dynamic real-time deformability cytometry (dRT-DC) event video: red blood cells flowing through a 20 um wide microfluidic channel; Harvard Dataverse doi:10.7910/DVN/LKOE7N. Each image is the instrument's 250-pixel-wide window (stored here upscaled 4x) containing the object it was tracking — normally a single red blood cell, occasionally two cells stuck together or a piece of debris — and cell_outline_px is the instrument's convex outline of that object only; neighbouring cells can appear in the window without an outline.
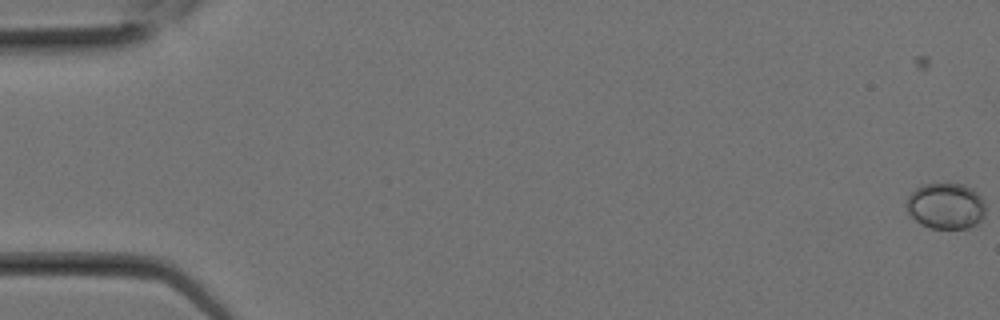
{"species": "Egyptian fruit bat (a non-hibernating species)", "species_latin": "Rousettus aegyptiacus", "temperature_condition": "room temperature", "stored_images_in_passage": 4, "camera_frame_rate_fps": 3000, "um_per_image_px": 0.085, "animal": {"sex": "female"}, "frame": {"image": 1, "passage_image": 1, "time_ms": 0.0, "image_size_px": [1000, 320], "cell_outline_px": [[984, 220], [968, 228], [932, 228], [920, 224], [908, 212], [908, 196], [920, 184], [948, 180], [964, 184], [972, 188], [984, 200]], "centroid_in_image_um": [80.42, 17.45], "position_along_channel_um": 4.6, "area_um2": 21.79}}